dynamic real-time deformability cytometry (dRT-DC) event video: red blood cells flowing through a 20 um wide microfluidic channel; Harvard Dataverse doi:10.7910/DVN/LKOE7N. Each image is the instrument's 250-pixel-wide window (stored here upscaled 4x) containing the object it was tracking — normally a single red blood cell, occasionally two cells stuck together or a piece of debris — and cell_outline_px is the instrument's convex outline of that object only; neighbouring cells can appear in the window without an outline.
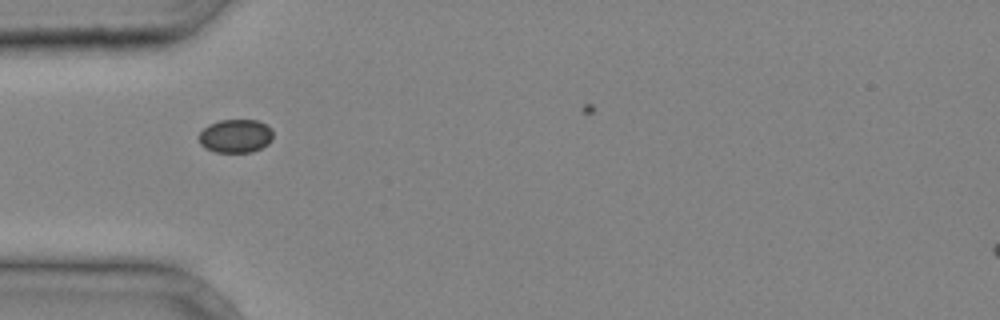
{"species": "common noctule bat (a hibernating species)", "species_latin": "Nyctalus noctula", "temperature_condition": "cold", "stored_images_in_passage": 4, "camera_frame_rate_fps": 3000, "um_per_image_px": 0.085, "animal": {"sex": "male", "body_mass_g": 20.4}, "frame": {"image": 1, "passage_image": 1, "time_ms": 0.0, "image_size_px": [1000, 320], "cell_outline_px": [[272, 140], [268, 144], [252, 152], [216, 152], [204, 148], [200, 144], [200, 132], [208, 124], [220, 120], [256, 120], [272, 128]], "centroid_in_image_um": [20.02, 11.56], "position_along_channel_um": 65.0, "area_um2": 14.45}}
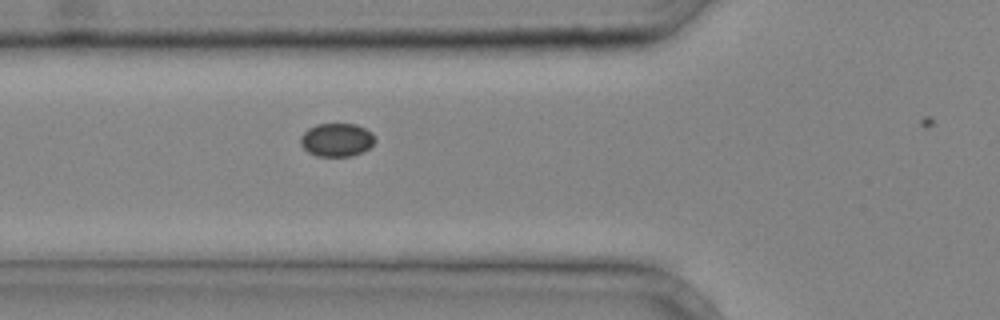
{"frame": {"image": 2, "passage_image": 3, "time_ms": 0.667, "image_size_px": [1000, 320], "cell_outline_px": [[376, 140], [368, 148], [352, 156], [316, 156], [308, 152], [300, 144], [300, 136], [308, 128], [316, 124], [356, 124], [372, 132]], "centroid_in_image_um": [28.6, 11.88], "position_along_channel_um": 97.2, "area_um2": 14.45}}